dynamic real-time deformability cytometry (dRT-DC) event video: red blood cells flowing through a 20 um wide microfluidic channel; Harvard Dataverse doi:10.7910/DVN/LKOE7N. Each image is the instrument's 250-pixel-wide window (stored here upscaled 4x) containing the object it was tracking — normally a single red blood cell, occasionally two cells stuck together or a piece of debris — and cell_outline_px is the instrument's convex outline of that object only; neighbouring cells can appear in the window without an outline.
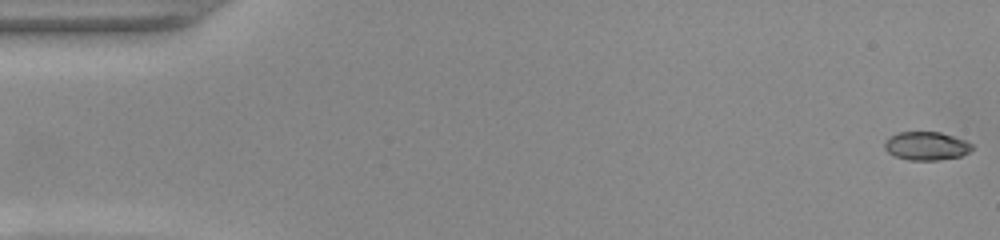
{"species": "common noctule bat (a hibernating species)", "species_latin": "Nyctalus noctula", "temperature_condition": "warm", "stored_images_in_passage": 52, "camera_frame_rate_fps": 3000, "um_per_image_px": 0.085, "animal": {"sex": "female", "body_mass_g": 22.0, "forearm_length_mm": 56.7}, "frame": {"image": 1, "passage_image": 1, "time_ms": 0.0, "image_size_px": [1000, 240], "cell_outline_px": [[972, 148], [968, 152], [960, 156], [936, 160], [908, 160], [892, 156], [884, 148], [884, 144], [892, 136], [900, 132], [940, 132], [964, 140], [972, 144]], "centroid_in_image_um": [78.72, 12.41], "position_along_channel_um": 6.3, "area_um2": 14.28}}
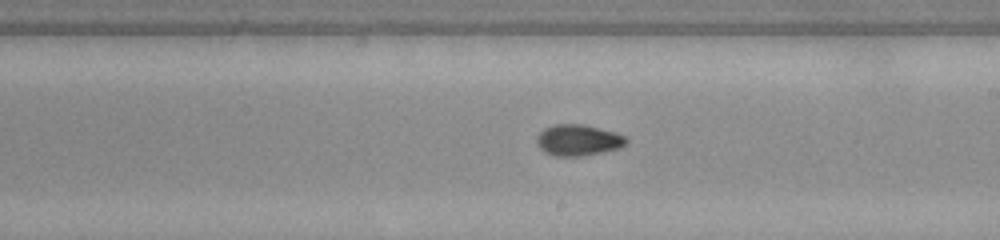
{"frame": {"image": 2, "passage_image": 30, "time_ms": 9.667, "image_size_px": [1000, 240], "cell_outline_px": [[628, 144], [620, 148], [584, 156], [556, 156], [544, 152], [536, 144], [536, 136], [544, 128], [552, 124], [580, 124], [616, 132], [624, 136], [628, 140]], "centroid_in_image_um": [49.13, 11.91], "position_along_channel_um": 239.9, "area_um2": 16.42}}
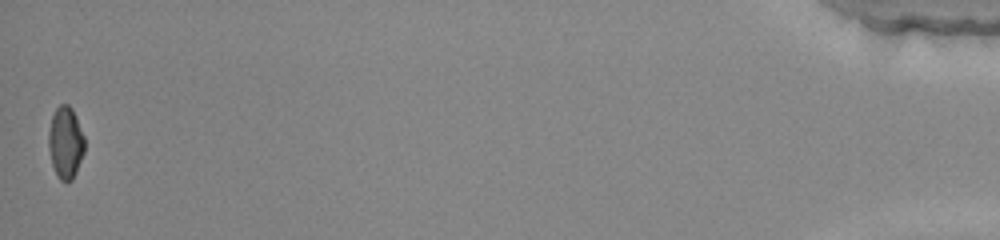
{"frame": {"image": 3, "passage_image": 52, "time_ms": 17.0, "image_size_px": [1000, 240], "cell_outline_px": [[84, 152], [76, 172], [72, 180], [60, 180], [56, 176], [52, 164], [48, 148], [48, 132], [52, 116], [56, 108], [60, 104], [68, 104], [72, 108], [76, 116], [84, 136]], "centroid_in_image_um": [5.56, 12.11], "position_along_channel_um": 429.6, "area_um2": 15.14}, "authors_computed_cell_mechanics": {"area_um2": 15.317, "velocity_mm_per_s": 3.9481, "shape_relaxation_time_tau1_ms": 4.074, "shape_relaxation_time_tau2_ms": 1.6316, "deformation_change_tau1": 0.1554, "deformation_change_tau2": 0.0555}}